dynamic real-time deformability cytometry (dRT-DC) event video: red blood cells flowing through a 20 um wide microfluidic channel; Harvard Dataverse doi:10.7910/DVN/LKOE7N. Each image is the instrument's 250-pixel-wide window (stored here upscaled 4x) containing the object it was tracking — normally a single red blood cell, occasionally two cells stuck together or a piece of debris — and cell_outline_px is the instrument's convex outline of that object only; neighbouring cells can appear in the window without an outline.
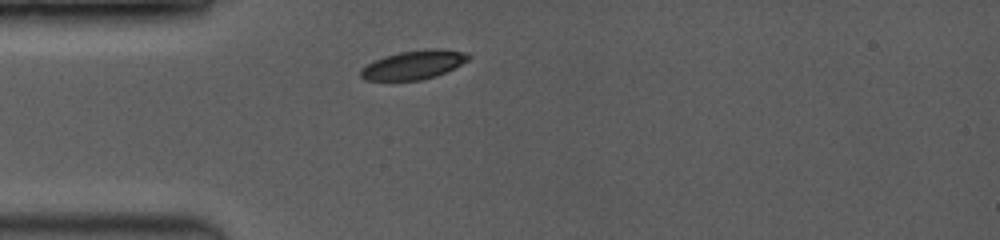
{"species": "common noctule bat (a hibernating species)", "species_latin": "Nyctalus noctula", "temperature_condition": "room temperature", "stored_images_in_passage": 4, "camera_frame_rate_fps": 3500, "um_per_image_px": 0.085, "animal": {"sex": "female", "body_mass_g": 19.0, "forearm_length_mm": 53.3}, "frame": {"image": 1, "passage_image": 1, "time_ms": 0.0, "image_size_px": [1000, 240], "cell_outline_px": [[472, 56], [468, 60], [436, 76], [420, 80], [364, 80], [360, 76], [360, 72], [368, 64], [384, 56], [400, 52], [424, 48], [436, 48], [464, 52]], "centroid_in_image_um": [35.16, 5.5], "position_along_channel_um": 49.8, "area_um2": 17.86}}
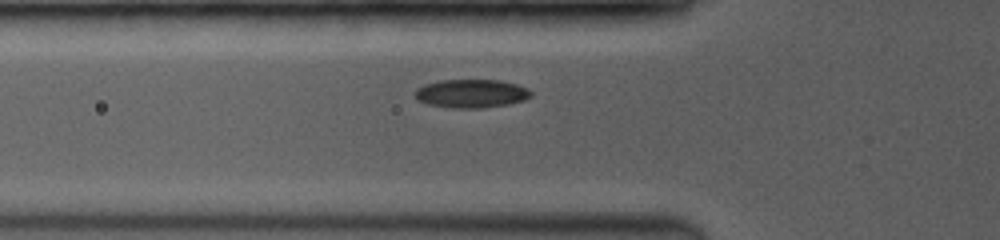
{"frame": {"image": 2, "passage_image": 3, "time_ms": 1.143, "image_size_px": [1000, 240], "cell_outline_px": [[532, 96], [524, 100], [508, 104], [480, 108], [452, 108], [428, 104], [420, 100], [416, 96], [416, 88], [424, 84], [440, 80], [500, 80], [516, 84], [532, 92]], "centroid_in_image_um": [40.06, 7.95], "position_along_channel_um": 85.7, "area_um2": 19.07}}